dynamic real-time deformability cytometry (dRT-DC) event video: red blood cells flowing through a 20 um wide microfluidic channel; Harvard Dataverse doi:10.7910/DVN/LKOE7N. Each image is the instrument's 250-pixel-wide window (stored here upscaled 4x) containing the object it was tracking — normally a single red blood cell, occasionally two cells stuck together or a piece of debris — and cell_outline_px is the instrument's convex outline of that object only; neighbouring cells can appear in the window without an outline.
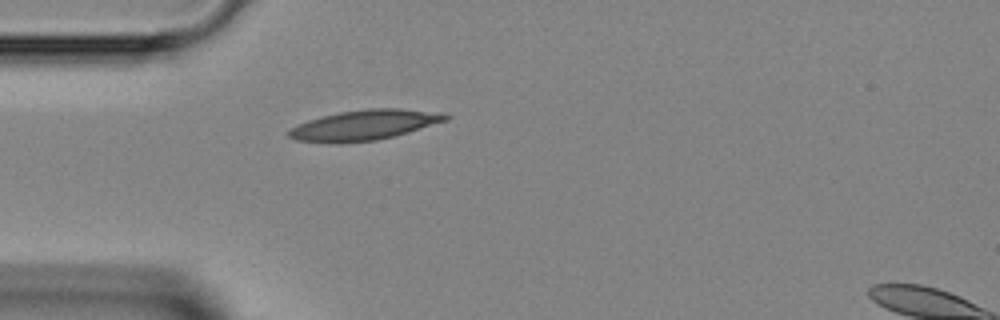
{"species": "Egyptian fruit bat (a non-hibernating species)", "species_latin": "Rousettus aegyptiacus", "temperature_condition": "room temperature", "stored_images_in_passage": 4, "camera_frame_rate_fps": 3000, "um_per_image_px": 0.085, "animal": {"sex": "female"}, "frame": {"image": 1, "passage_image": 1, "time_ms": 0.0, "image_size_px": [1000, 320], "cell_outline_px": [[452, 116], [448, 120], [396, 136], [376, 140], [340, 144], [332, 144], [296, 140], [288, 136], [288, 132], [292, 128], [308, 120], [340, 112], [368, 108], [400, 108], [444, 112]], "centroid_in_image_um": [31.04, 10.63], "position_along_channel_um": 54.0, "area_um2": 27.92}}
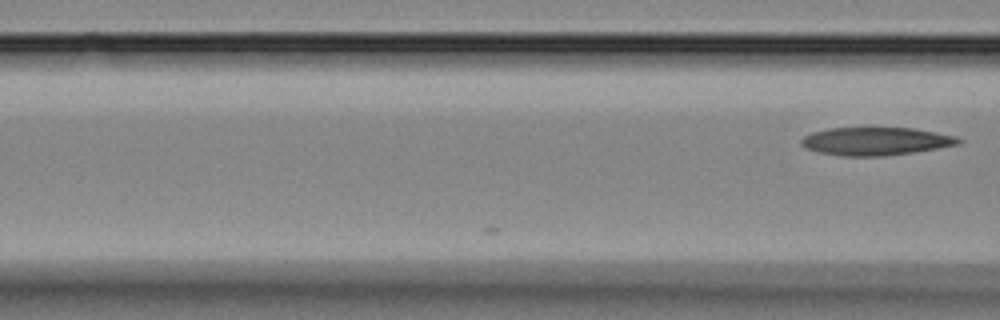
{"frame": {"image": 2, "passage_image": 4, "time_ms": 1.0, "image_size_px": [1000, 320], "cell_outline_px": [[964, 140], [960, 144], [940, 148], [884, 156], [840, 156], [820, 152], [804, 148], [800, 144], [800, 140], [804, 136], [812, 132], [828, 128], [912, 128], [936, 132], [956, 136]], "centroid_in_image_um": [74.44, 12.01], "position_along_channel_um": 92.2, "area_um2": 25.78}}